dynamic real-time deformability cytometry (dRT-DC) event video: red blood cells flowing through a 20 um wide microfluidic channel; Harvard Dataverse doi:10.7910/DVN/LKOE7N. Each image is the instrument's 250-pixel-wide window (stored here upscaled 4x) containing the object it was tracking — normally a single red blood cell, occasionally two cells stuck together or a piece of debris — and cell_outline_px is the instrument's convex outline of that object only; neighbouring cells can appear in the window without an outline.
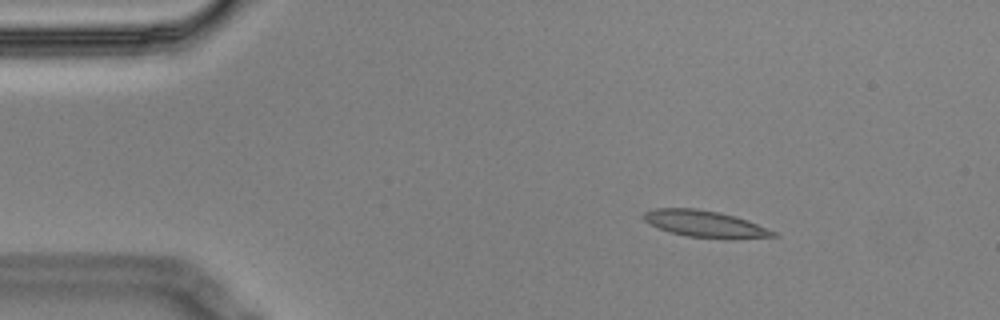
{"species": "Egyptian fruit bat (a non-hibernating species)", "species_latin": "Rousettus aegyptiacus", "temperature_condition": "cold", "stored_images_in_passage": 3, "camera_frame_rate_fps": 3000, "um_per_image_px": 0.085, "animal": {"sex": "male"}, "frame": {"image": 1, "passage_image": 2, "time_ms": 0.333, "image_size_px": [1000, 320], "cell_outline_px": [[780, 236], [728, 240], [724, 240], [688, 236], [672, 232], [660, 228], [644, 220], [644, 212], [656, 208], [696, 208], [720, 212], [748, 220], [776, 232]], "centroid_in_image_um": [60.01, 19.05], "position_along_channel_um": 25.0, "area_um2": 20.23}}